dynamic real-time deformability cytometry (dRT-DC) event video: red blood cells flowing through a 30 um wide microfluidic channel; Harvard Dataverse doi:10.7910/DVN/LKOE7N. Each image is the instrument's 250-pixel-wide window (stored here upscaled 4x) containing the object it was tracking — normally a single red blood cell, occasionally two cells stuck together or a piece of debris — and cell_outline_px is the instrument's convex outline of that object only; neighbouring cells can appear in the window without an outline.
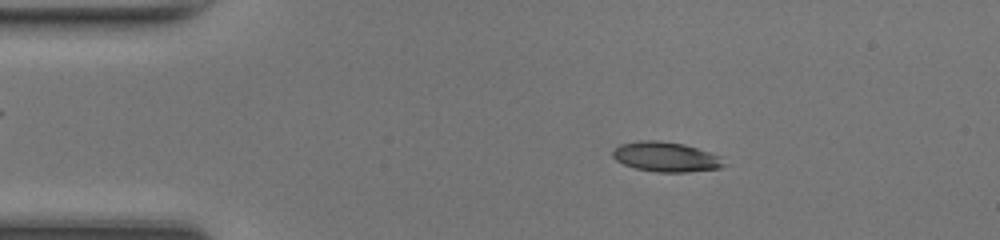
{"species": "common noctule bat (a hibernating species)", "species_latin": "Nyctalus noctula", "temperature_condition": "room temperature", "stored_images_in_passage": 47, "camera_frame_rate_fps": 3000, "um_per_image_px": 0.085, "animal": {"sex": "female", "body_mass_g": 17.0, "forearm_length_mm": 48.0}, "frame": {"image": 1, "passage_image": 8, "time_ms": 2.333, "image_size_px": [1000, 240], "cell_outline_px": [[728, 164], [720, 168], [688, 172], [656, 172], [636, 168], [624, 164], [616, 160], [612, 156], [612, 152], [620, 144], [640, 140], [656, 140], [684, 144], [720, 156]], "centroid_in_image_um": [56.62, 13.34], "position_along_channel_um": 28.4, "area_um2": 19.31}}
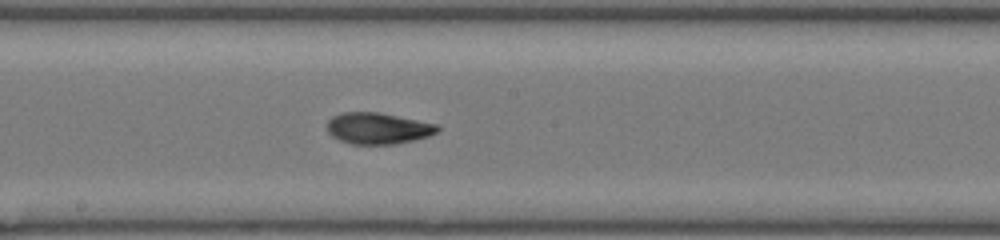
{"frame": {"image": 2, "passage_image": 25, "time_ms": 8.0, "image_size_px": [1000, 240], "cell_outline_px": [[440, 128], [436, 132], [428, 136], [396, 144], [352, 144], [340, 140], [332, 136], [328, 132], [328, 120], [332, 116], [340, 112], [380, 112], [436, 124]], "centroid_in_image_um": [32.09, 10.9], "position_along_channel_um": 216.1, "area_um2": 20.06}}
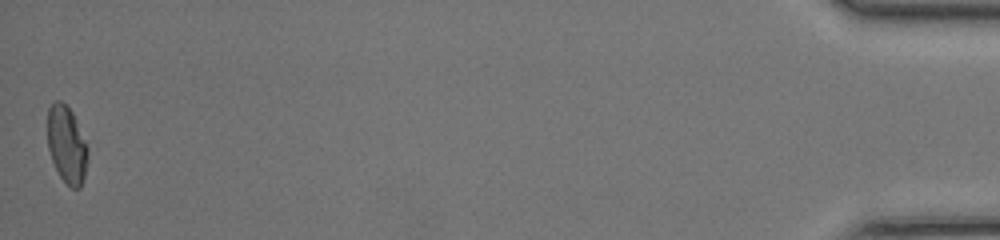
{"frame": {"image": 3, "passage_image": 47, "time_ms": 15.333, "image_size_px": [1000, 240], "cell_outline_px": [[88, 160], [84, 176], [80, 188], [72, 188], [60, 176], [52, 160], [48, 148], [48, 108], [56, 100], [60, 100], [72, 112], [76, 120], [88, 148]], "centroid_in_image_um": [5.68, 12.3], "position_along_channel_um": 429.5, "area_um2": 17.86}, "authors_computed_cell_mechanics": {"area_um2": 19.5942, "velocity_mm_per_s": 4.333, "shape_relaxation_time_tau1_ms": 7.3175, "shape_relaxation_time_tau2_ms": 1.6183, "deformation_change_tau1": 0.2414, "deformation_change_tau2": 0.0735}}